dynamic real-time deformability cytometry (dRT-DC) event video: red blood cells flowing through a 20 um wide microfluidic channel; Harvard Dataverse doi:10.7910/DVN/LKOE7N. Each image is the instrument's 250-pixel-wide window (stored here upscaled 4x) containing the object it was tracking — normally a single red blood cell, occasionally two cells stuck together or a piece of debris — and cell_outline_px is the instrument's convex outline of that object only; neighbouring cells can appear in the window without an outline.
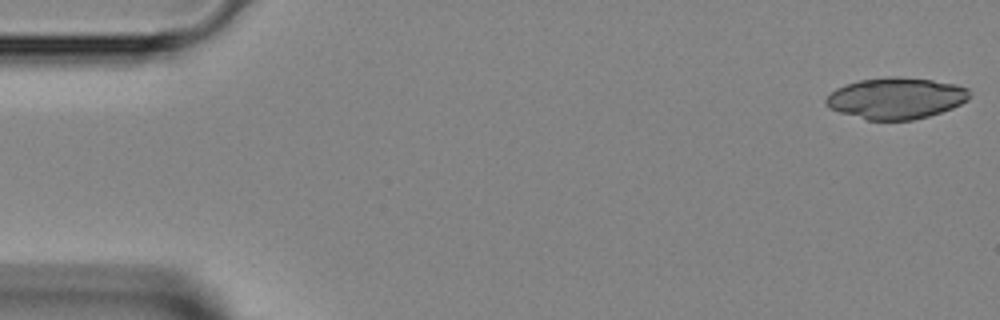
{"species": "Egyptian fruit bat (a non-hibernating species)", "species_latin": "Rousettus aegyptiacus", "temperature_condition": "room temperature", "stored_images_in_passage": 45, "camera_frame_rate_fps": 3000, "um_per_image_px": 0.085, "animal": {"sex": "female"}, "frame": {"image": 1, "passage_image": 1, "time_ms": 0.0, "image_size_px": [1000, 320], "cell_outline_px": [[972, 92], [968, 100], [952, 108], [928, 116], [912, 120], [868, 120], [840, 112], [828, 108], [824, 100], [836, 88], [860, 80], [888, 76], [896, 76], [932, 80], [956, 84], [968, 88]], "centroid_in_image_um": [76.19, 8.34], "position_along_channel_um": 8.8, "area_um2": 34.56}}